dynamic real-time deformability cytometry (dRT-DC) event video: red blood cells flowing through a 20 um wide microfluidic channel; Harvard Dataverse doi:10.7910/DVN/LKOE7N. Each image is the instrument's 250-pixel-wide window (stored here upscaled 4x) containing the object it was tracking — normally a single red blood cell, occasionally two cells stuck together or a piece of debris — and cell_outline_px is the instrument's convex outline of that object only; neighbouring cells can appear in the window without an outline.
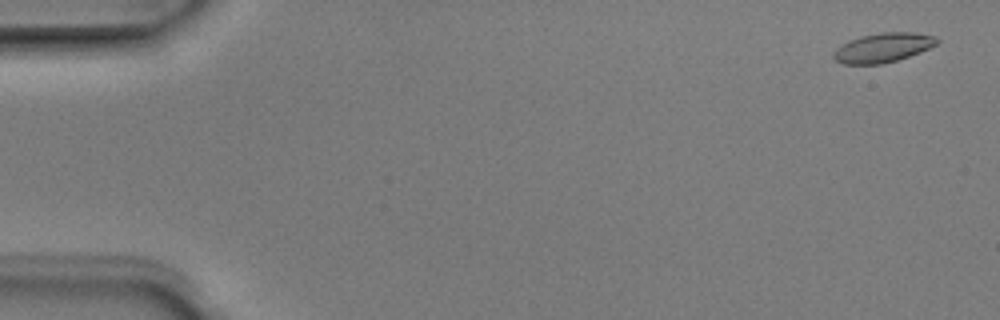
{"species": "Egyptian fruit bat (a non-hibernating species)", "species_latin": "Rousettus aegyptiacus", "temperature_condition": "room temperature", "stored_images_in_passage": 9, "camera_frame_rate_fps": 3000, "um_per_image_px": 0.085, "animal": {"sex": "male"}, "frame": {"image": 1, "passage_image": 1, "time_ms": 0.0, "image_size_px": [1000, 320], "cell_outline_px": [[940, 40], [936, 44], [920, 52], [896, 60], [880, 64], [844, 64], [836, 60], [832, 56], [832, 52], [836, 48], [848, 40], [860, 36], [880, 32], [912, 32], [932, 36]], "centroid_in_image_um": [75.0, 4.04], "position_along_channel_um": 10.0, "area_um2": 17.57}}
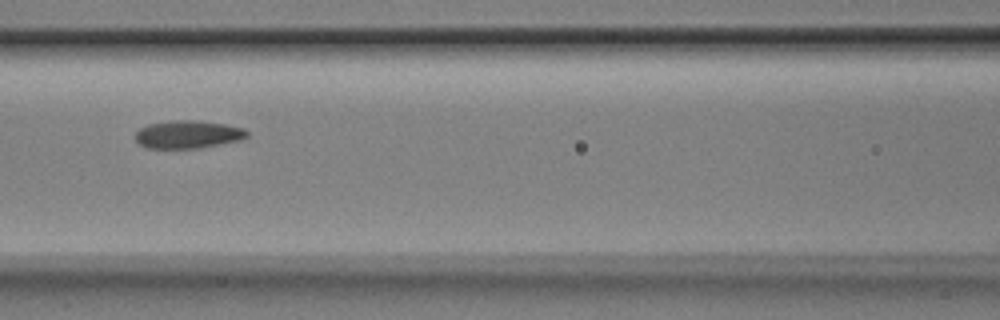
{"frame": {"image": 2, "passage_image": 7, "time_ms": 2.0, "image_size_px": [1000, 320], "cell_outline_px": [[248, 136], [244, 140], [200, 148], [148, 148], [140, 144], [132, 136], [140, 128], [148, 124], [172, 120], [196, 120], [224, 124], [244, 128], [248, 132]], "centroid_in_image_um": [15.99, 11.43], "position_along_channel_um": 150.6, "area_um2": 18.38}}
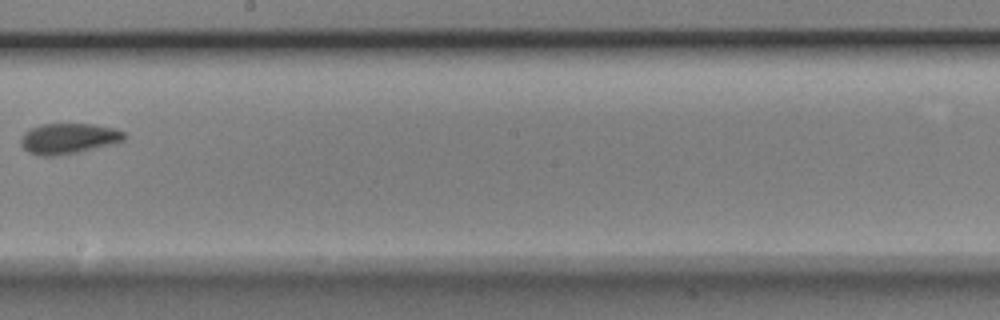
{"frame": {"image": 3, "passage_image": 9, "time_ms": 2.667, "image_size_px": [1000, 320], "cell_outline_px": [[128, 136], [124, 140], [116, 144], [76, 152], [52, 156], [40, 156], [28, 152], [20, 144], [20, 136], [24, 132], [40, 124], [92, 124], [116, 128], [124, 132]], "centroid_in_image_um": [5.84, 11.77], "position_along_channel_um": 242.4, "area_um2": 18.61}}